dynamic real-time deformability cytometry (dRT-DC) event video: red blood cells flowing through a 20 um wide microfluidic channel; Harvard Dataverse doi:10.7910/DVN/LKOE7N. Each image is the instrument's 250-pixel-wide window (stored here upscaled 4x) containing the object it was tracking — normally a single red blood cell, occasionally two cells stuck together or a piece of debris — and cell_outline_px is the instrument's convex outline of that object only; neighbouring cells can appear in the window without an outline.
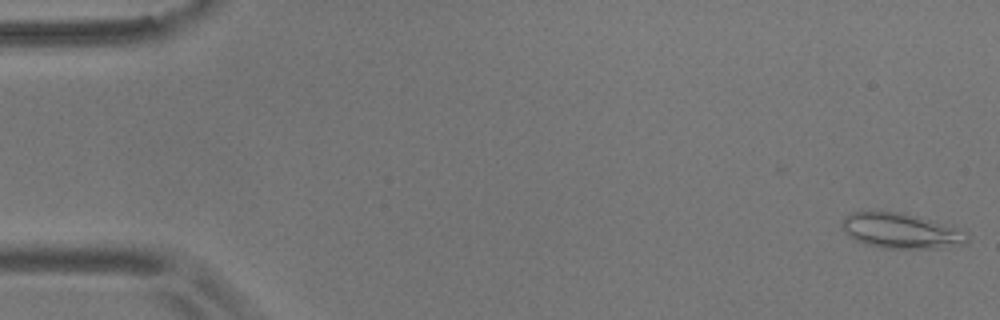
{"species": "common noctule bat (a hibernating species)", "species_latin": "Nyctalus noctula", "temperature_condition": "room temperature", "stored_images_in_passage": 55, "camera_frame_rate_fps": 3000, "um_per_image_px": 0.085, "animal": {"sex": "male", "body_mass_g": 17.9}, "frame": {"image": 1, "passage_image": 1, "time_ms": 0.0, "image_size_px": [1000, 320], "cell_outline_px": [[968, 244], [936, 248], [880, 248], [856, 240], [844, 232], [840, 224], [844, 216], [852, 212], [900, 212], [932, 220], [968, 232]], "centroid_in_image_um": [76.59, 19.63], "position_along_channel_um": 8.4, "area_um2": 25.61}}
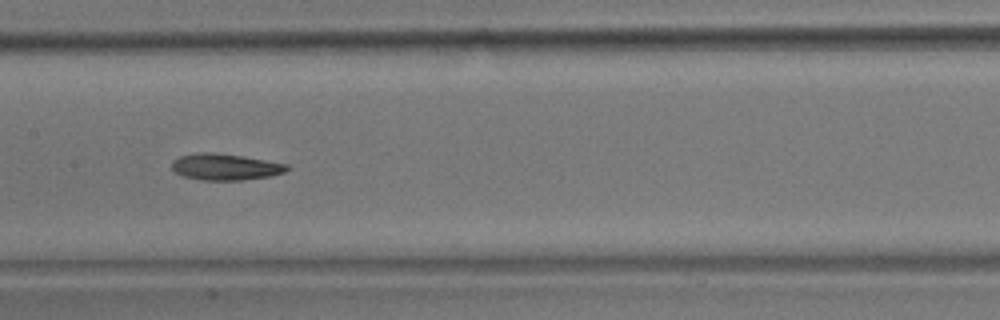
{"frame": {"image": 2, "passage_image": 27, "time_ms": 8.667, "image_size_px": [1000, 320], "cell_outline_px": [[288, 168], [284, 172], [272, 176], [240, 180], [200, 180], [184, 176], [176, 172], [172, 168], [172, 160], [180, 156], [200, 152], [212, 152], [244, 156], [288, 164]], "centroid_in_image_um": [19.15, 14.18], "position_along_channel_um": 188.3, "area_um2": 17.69}}
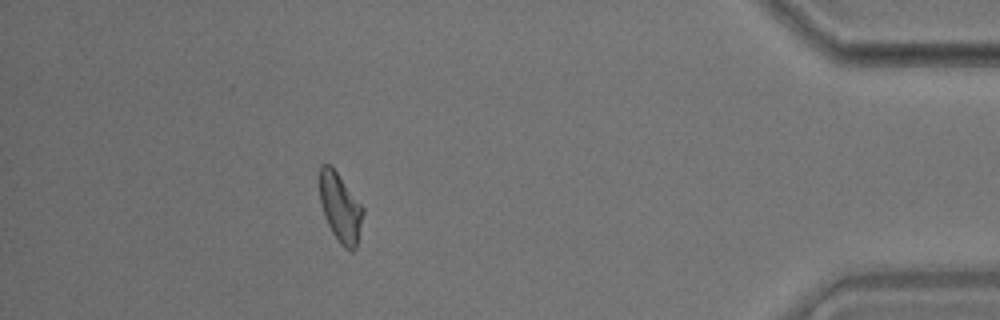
{"frame": {"image": 3, "passage_image": 49, "time_ms": 16.0, "image_size_px": [1000, 320], "cell_outline_px": [[364, 212], [356, 248], [352, 252], [344, 248], [340, 244], [332, 232], [324, 216], [320, 204], [320, 164], [328, 164], [336, 172], [364, 208]], "centroid_in_image_um": [28.92, 17.7], "position_along_channel_um": 406.3, "area_um2": 17.22}, "authors_computed_cell_mechanics": {"area_um2": 17.8602, "velocity_mm_per_s": 3.6414, "shape_relaxation_time_tau1_ms": 7.8009, "shape_relaxation_time_tau2_ms": 5.3601, "deformation_change_tau1": 0.211, "deformation_change_tau2": 0.1297}}